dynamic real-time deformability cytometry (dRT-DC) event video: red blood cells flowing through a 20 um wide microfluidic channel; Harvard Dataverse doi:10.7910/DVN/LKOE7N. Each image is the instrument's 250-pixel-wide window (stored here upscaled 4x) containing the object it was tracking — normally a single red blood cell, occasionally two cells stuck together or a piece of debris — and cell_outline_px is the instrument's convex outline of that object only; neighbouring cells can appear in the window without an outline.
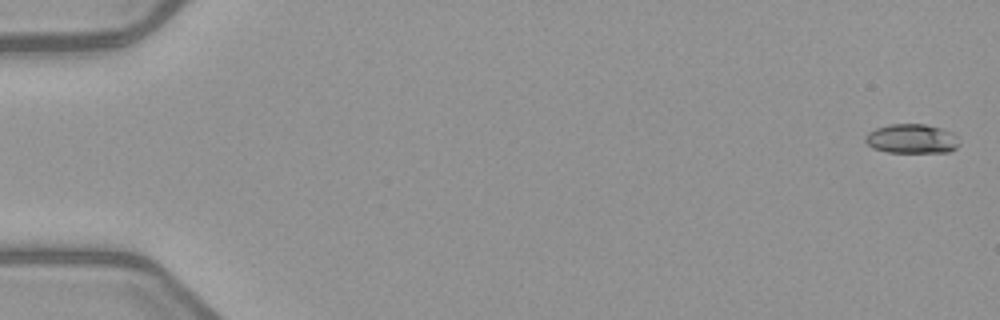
{"species": "common noctule bat (a hibernating species)", "species_latin": "Nyctalus noctula", "temperature_condition": "warm", "stored_images_in_passage": 8, "camera_frame_rate_fps": 3000, "um_per_image_px": 0.085, "animal": {"sex": "female", "body_mass_g": 21.9}, "frame": {"image": 1, "passage_image": 1, "time_ms": 0.0, "image_size_px": [1000, 320], "cell_outline_px": [[960, 144], [956, 148], [948, 152], [888, 152], [872, 148], [864, 140], [864, 136], [868, 132], [876, 128], [892, 124], [924, 124], [940, 128], [952, 132], [956, 136]], "centroid_in_image_um": [77.49, 11.8], "position_along_channel_um": 7.5, "area_um2": 16.07}}
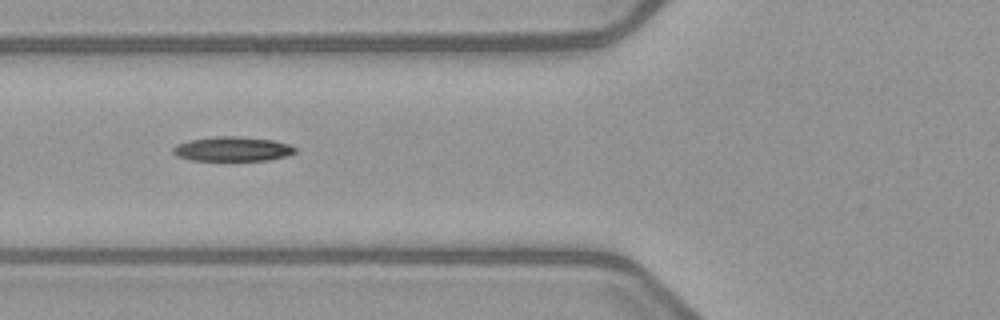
{"frame": {"image": 2, "passage_image": 6, "time_ms": 6.667, "image_size_px": [1000, 320], "cell_outline_px": [[296, 152], [288, 156], [268, 160], [192, 160], [176, 156], [172, 152], [172, 148], [176, 144], [188, 140], [216, 136], [236, 136], [272, 140], [288, 144], [296, 148]], "centroid_in_image_um": [19.74, 12.66], "position_along_channel_um": 106.1, "area_um2": 17.46}}
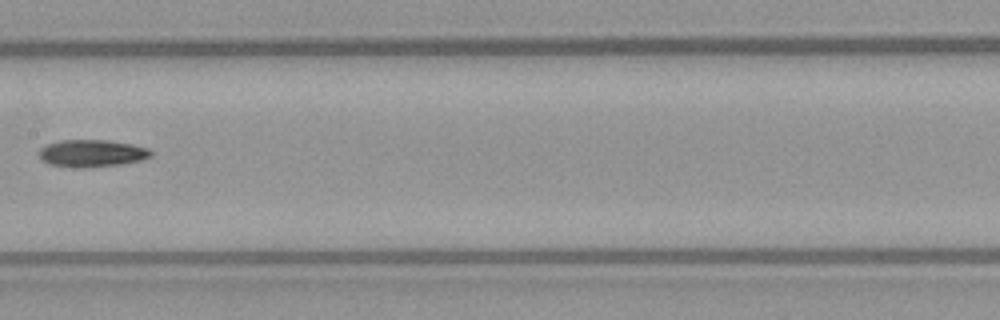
{"frame": {"image": 3, "passage_image": 8, "time_ms": 9.0, "image_size_px": [1000, 320], "cell_outline_px": [[152, 156], [140, 160], [120, 164], [84, 168], [80, 168], [48, 164], [40, 160], [36, 152], [40, 148], [48, 144], [60, 140], [108, 140], [132, 144], [148, 148], [152, 152]], "centroid_in_image_um": [7.75, 13.03], "position_along_channel_um": 199.6, "area_um2": 17.92}}